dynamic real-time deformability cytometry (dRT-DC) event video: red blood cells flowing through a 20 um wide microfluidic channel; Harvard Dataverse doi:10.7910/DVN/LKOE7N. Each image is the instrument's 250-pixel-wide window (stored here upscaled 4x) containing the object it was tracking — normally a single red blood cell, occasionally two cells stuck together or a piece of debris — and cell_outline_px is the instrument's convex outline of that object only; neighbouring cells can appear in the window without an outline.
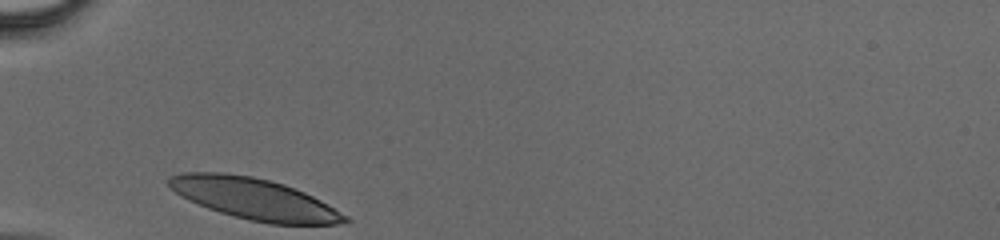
{"species": "human", "species_latin": "Homo sapiens", "temperature_condition": "cold", "stored_images_in_passage": 24, "camera_frame_rate_fps": 3000, "um_per_image_px": 0.085, "donor": {"sex": "male"}, "frame": {"image": 1, "passage_image": 1, "time_ms": 0.0, "image_size_px": [1000, 240], "cell_outline_px": [[352, 220], [336, 224], [268, 224], [248, 220], [220, 212], [208, 208], [188, 200], [180, 196], [168, 184], [168, 180], [172, 176], [184, 172], [224, 172], [252, 176], [284, 184], [304, 192], [320, 200], [348, 216]], "centroid_in_image_um": [21.61, 16.9], "position_along_channel_um": 63.4, "area_um2": 42.14}}
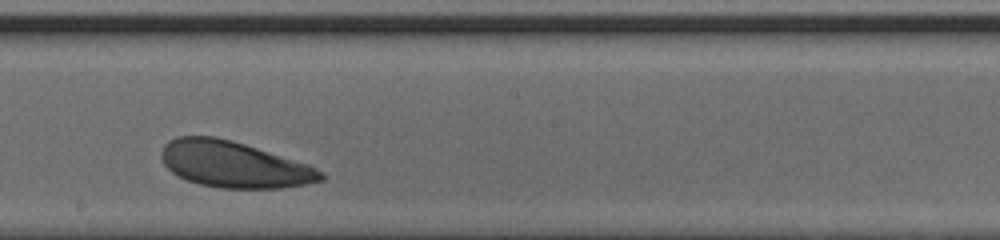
{"frame": {"image": 2, "passage_image": 13, "time_ms": 4.0, "image_size_px": [1000, 240], "cell_outline_px": [[324, 180], [308, 184], [280, 188], [220, 188], [200, 184], [188, 180], [172, 172], [164, 164], [160, 156], [160, 152], [164, 144], [168, 140], [176, 136], [216, 136], [232, 140], [308, 164], [324, 172]], "centroid_in_image_um": [19.87, 13.97], "position_along_channel_um": 228.3, "area_um2": 43.0}}
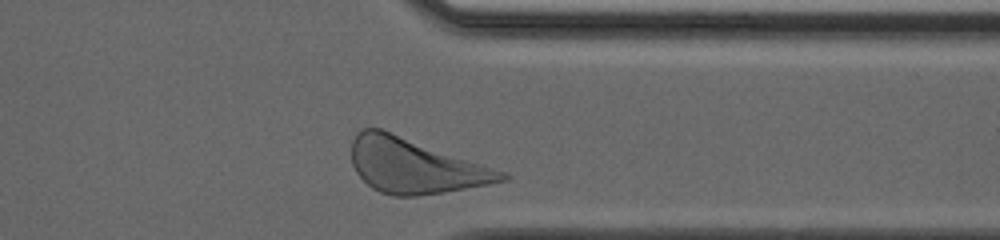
{"frame": {"image": 3, "passage_image": 23, "time_ms": 7.333, "image_size_px": [1000, 240], "cell_outline_px": [[508, 180], [488, 184], [444, 192], [416, 196], [396, 196], [380, 192], [372, 188], [356, 172], [352, 164], [352, 140], [356, 132], [364, 128], [380, 128], [508, 172]], "centroid_in_image_um": [35.27, 14.09], "position_along_channel_um": 376.1, "area_um2": 47.74}}